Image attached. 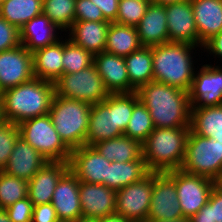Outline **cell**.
<instances>
[{
    "instance_id": "ab89813d",
    "label": "cell",
    "mask_w": 222,
    "mask_h": 222,
    "mask_svg": "<svg viewBox=\"0 0 222 222\" xmlns=\"http://www.w3.org/2000/svg\"><path fill=\"white\" fill-rule=\"evenodd\" d=\"M19 136L18 125L9 121L0 124V170L7 164Z\"/></svg>"
},
{
    "instance_id": "83f0119b",
    "label": "cell",
    "mask_w": 222,
    "mask_h": 222,
    "mask_svg": "<svg viewBox=\"0 0 222 222\" xmlns=\"http://www.w3.org/2000/svg\"><path fill=\"white\" fill-rule=\"evenodd\" d=\"M94 147L110 162H130L143 156L142 144L124 134L96 143Z\"/></svg>"
},
{
    "instance_id": "d590c367",
    "label": "cell",
    "mask_w": 222,
    "mask_h": 222,
    "mask_svg": "<svg viewBox=\"0 0 222 222\" xmlns=\"http://www.w3.org/2000/svg\"><path fill=\"white\" fill-rule=\"evenodd\" d=\"M28 181L0 170V209L27 197Z\"/></svg>"
},
{
    "instance_id": "603a6c76",
    "label": "cell",
    "mask_w": 222,
    "mask_h": 222,
    "mask_svg": "<svg viewBox=\"0 0 222 222\" xmlns=\"http://www.w3.org/2000/svg\"><path fill=\"white\" fill-rule=\"evenodd\" d=\"M199 46L222 31V0H191Z\"/></svg>"
},
{
    "instance_id": "8992f818",
    "label": "cell",
    "mask_w": 222,
    "mask_h": 222,
    "mask_svg": "<svg viewBox=\"0 0 222 222\" xmlns=\"http://www.w3.org/2000/svg\"><path fill=\"white\" fill-rule=\"evenodd\" d=\"M22 137L47 161L69 162L72 150L64 143L52 124L49 114L18 124Z\"/></svg>"
},
{
    "instance_id": "681fc988",
    "label": "cell",
    "mask_w": 222,
    "mask_h": 222,
    "mask_svg": "<svg viewBox=\"0 0 222 222\" xmlns=\"http://www.w3.org/2000/svg\"><path fill=\"white\" fill-rule=\"evenodd\" d=\"M0 222H12L5 209H0Z\"/></svg>"
},
{
    "instance_id": "6da1fadb",
    "label": "cell",
    "mask_w": 222,
    "mask_h": 222,
    "mask_svg": "<svg viewBox=\"0 0 222 222\" xmlns=\"http://www.w3.org/2000/svg\"><path fill=\"white\" fill-rule=\"evenodd\" d=\"M136 93L148 109L154 128L190 127L188 91L151 81L141 86Z\"/></svg>"
},
{
    "instance_id": "1f68e13d",
    "label": "cell",
    "mask_w": 222,
    "mask_h": 222,
    "mask_svg": "<svg viewBox=\"0 0 222 222\" xmlns=\"http://www.w3.org/2000/svg\"><path fill=\"white\" fill-rule=\"evenodd\" d=\"M43 0H3L0 17L19 30L32 18L43 13Z\"/></svg>"
},
{
    "instance_id": "836d02e7",
    "label": "cell",
    "mask_w": 222,
    "mask_h": 222,
    "mask_svg": "<svg viewBox=\"0 0 222 222\" xmlns=\"http://www.w3.org/2000/svg\"><path fill=\"white\" fill-rule=\"evenodd\" d=\"M153 130L150 113L139 100L133 107L131 118L123 134L143 144Z\"/></svg>"
},
{
    "instance_id": "d4e9b609",
    "label": "cell",
    "mask_w": 222,
    "mask_h": 222,
    "mask_svg": "<svg viewBox=\"0 0 222 222\" xmlns=\"http://www.w3.org/2000/svg\"><path fill=\"white\" fill-rule=\"evenodd\" d=\"M108 21H75L68 30V38L93 55L105 51Z\"/></svg>"
},
{
    "instance_id": "484cf974",
    "label": "cell",
    "mask_w": 222,
    "mask_h": 222,
    "mask_svg": "<svg viewBox=\"0 0 222 222\" xmlns=\"http://www.w3.org/2000/svg\"><path fill=\"white\" fill-rule=\"evenodd\" d=\"M63 38L32 53L34 78L57 81L63 75Z\"/></svg>"
},
{
    "instance_id": "b9f144b4",
    "label": "cell",
    "mask_w": 222,
    "mask_h": 222,
    "mask_svg": "<svg viewBox=\"0 0 222 222\" xmlns=\"http://www.w3.org/2000/svg\"><path fill=\"white\" fill-rule=\"evenodd\" d=\"M21 45L20 30L0 17V52Z\"/></svg>"
},
{
    "instance_id": "db71d44e",
    "label": "cell",
    "mask_w": 222,
    "mask_h": 222,
    "mask_svg": "<svg viewBox=\"0 0 222 222\" xmlns=\"http://www.w3.org/2000/svg\"><path fill=\"white\" fill-rule=\"evenodd\" d=\"M216 185L222 189V176L216 181Z\"/></svg>"
},
{
    "instance_id": "ac0fdd59",
    "label": "cell",
    "mask_w": 222,
    "mask_h": 222,
    "mask_svg": "<svg viewBox=\"0 0 222 222\" xmlns=\"http://www.w3.org/2000/svg\"><path fill=\"white\" fill-rule=\"evenodd\" d=\"M94 65L109 93H131L136 91L130 85L124 57L103 51L94 55Z\"/></svg>"
},
{
    "instance_id": "f1b7e54d",
    "label": "cell",
    "mask_w": 222,
    "mask_h": 222,
    "mask_svg": "<svg viewBox=\"0 0 222 222\" xmlns=\"http://www.w3.org/2000/svg\"><path fill=\"white\" fill-rule=\"evenodd\" d=\"M141 47L136 27L116 22L110 23L106 37L105 52L125 57Z\"/></svg>"
},
{
    "instance_id": "30bf717a",
    "label": "cell",
    "mask_w": 222,
    "mask_h": 222,
    "mask_svg": "<svg viewBox=\"0 0 222 222\" xmlns=\"http://www.w3.org/2000/svg\"><path fill=\"white\" fill-rule=\"evenodd\" d=\"M179 205L184 217H191L208 202L216 181L211 178L193 175L181 169L174 170Z\"/></svg>"
},
{
    "instance_id": "7402d4cb",
    "label": "cell",
    "mask_w": 222,
    "mask_h": 222,
    "mask_svg": "<svg viewBox=\"0 0 222 222\" xmlns=\"http://www.w3.org/2000/svg\"><path fill=\"white\" fill-rule=\"evenodd\" d=\"M136 29L142 46L152 47L168 43L165 5L150 2Z\"/></svg>"
},
{
    "instance_id": "8fae6325",
    "label": "cell",
    "mask_w": 222,
    "mask_h": 222,
    "mask_svg": "<svg viewBox=\"0 0 222 222\" xmlns=\"http://www.w3.org/2000/svg\"><path fill=\"white\" fill-rule=\"evenodd\" d=\"M184 217L174 182V170L153 172V190L147 219L172 220Z\"/></svg>"
},
{
    "instance_id": "7dc6e473",
    "label": "cell",
    "mask_w": 222,
    "mask_h": 222,
    "mask_svg": "<svg viewBox=\"0 0 222 222\" xmlns=\"http://www.w3.org/2000/svg\"><path fill=\"white\" fill-rule=\"evenodd\" d=\"M96 222H131L127 219H124L121 215L114 213L102 218L95 219Z\"/></svg>"
},
{
    "instance_id": "5b68a950",
    "label": "cell",
    "mask_w": 222,
    "mask_h": 222,
    "mask_svg": "<svg viewBox=\"0 0 222 222\" xmlns=\"http://www.w3.org/2000/svg\"><path fill=\"white\" fill-rule=\"evenodd\" d=\"M91 104L54 95L49 116L55 130L71 149L86 145Z\"/></svg>"
},
{
    "instance_id": "ba28073f",
    "label": "cell",
    "mask_w": 222,
    "mask_h": 222,
    "mask_svg": "<svg viewBox=\"0 0 222 222\" xmlns=\"http://www.w3.org/2000/svg\"><path fill=\"white\" fill-rule=\"evenodd\" d=\"M54 85L55 95L91 105L104 101L110 94L94 64L76 73L63 74Z\"/></svg>"
},
{
    "instance_id": "7a4b0ae2",
    "label": "cell",
    "mask_w": 222,
    "mask_h": 222,
    "mask_svg": "<svg viewBox=\"0 0 222 222\" xmlns=\"http://www.w3.org/2000/svg\"><path fill=\"white\" fill-rule=\"evenodd\" d=\"M54 95V83L39 78L7 89L1 93L4 118L18 125L25 120L47 115Z\"/></svg>"
},
{
    "instance_id": "c3c4849f",
    "label": "cell",
    "mask_w": 222,
    "mask_h": 222,
    "mask_svg": "<svg viewBox=\"0 0 222 222\" xmlns=\"http://www.w3.org/2000/svg\"><path fill=\"white\" fill-rule=\"evenodd\" d=\"M145 222H191V221L189 217H181V218L172 219V220L147 219Z\"/></svg>"
},
{
    "instance_id": "d6a6232c",
    "label": "cell",
    "mask_w": 222,
    "mask_h": 222,
    "mask_svg": "<svg viewBox=\"0 0 222 222\" xmlns=\"http://www.w3.org/2000/svg\"><path fill=\"white\" fill-rule=\"evenodd\" d=\"M75 4L76 0H43V14L67 32L75 22Z\"/></svg>"
},
{
    "instance_id": "bcb514c9",
    "label": "cell",
    "mask_w": 222,
    "mask_h": 222,
    "mask_svg": "<svg viewBox=\"0 0 222 222\" xmlns=\"http://www.w3.org/2000/svg\"><path fill=\"white\" fill-rule=\"evenodd\" d=\"M202 50L209 52L210 55H213V58L222 59V31L208 40L203 45Z\"/></svg>"
},
{
    "instance_id": "11a10c76",
    "label": "cell",
    "mask_w": 222,
    "mask_h": 222,
    "mask_svg": "<svg viewBox=\"0 0 222 222\" xmlns=\"http://www.w3.org/2000/svg\"><path fill=\"white\" fill-rule=\"evenodd\" d=\"M57 222H72V221H63V220H58Z\"/></svg>"
},
{
    "instance_id": "f6af8a7d",
    "label": "cell",
    "mask_w": 222,
    "mask_h": 222,
    "mask_svg": "<svg viewBox=\"0 0 222 222\" xmlns=\"http://www.w3.org/2000/svg\"><path fill=\"white\" fill-rule=\"evenodd\" d=\"M102 11L104 18L113 23L118 14L119 0H91Z\"/></svg>"
},
{
    "instance_id": "e0dca14e",
    "label": "cell",
    "mask_w": 222,
    "mask_h": 222,
    "mask_svg": "<svg viewBox=\"0 0 222 222\" xmlns=\"http://www.w3.org/2000/svg\"><path fill=\"white\" fill-rule=\"evenodd\" d=\"M82 218L98 219L116 211V191L103 184L80 182Z\"/></svg>"
},
{
    "instance_id": "3957f363",
    "label": "cell",
    "mask_w": 222,
    "mask_h": 222,
    "mask_svg": "<svg viewBox=\"0 0 222 222\" xmlns=\"http://www.w3.org/2000/svg\"><path fill=\"white\" fill-rule=\"evenodd\" d=\"M197 47L178 42L152 46L153 81L189 91L196 63L192 55Z\"/></svg>"
},
{
    "instance_id": "52a82bcc",
    "label": "cell",
    "mask_w": 222,
    "mask_h": 222,
    "mask_svg": "<svg viewBox=\"0 0 222 222\" xmlns=\"http://www.w3.org/2000/svg\"><path fill=\"white\" fill-rule=\"evenodd\" d=\"M181 170L217 181L222 176V145L190 130Z\"/></svg>"
},
{
    "instance_id": "60d3db41",
    "label": "cell",
    "mask_w": 222,
    "mask_h": 222,
    "mask_svg": "<svg viewBox=\"0 0 222 222\" xmlns=\"http://www.w3.org/2000/svg\"><path fill=\"white\" fill-rule=\"evenodd\" d=\"M75 21H107L99 7L91 0H76Z\"/></svg>"
},
{
    "instance_id": "8d00e7d4",
    "label": "cell",
    "mask_w": 222,
    "mask_h": 222,
    "mask_svg": "<svg viewBox=\"0 0 222 222\" xmlns=\"http://www.w3.org/2000/svg\"><path fill=\"white\" fill-rule=\"evenodd\" d=\"M114 109L116 125L124 133L131 118L134 105L139 101L138 94L131 93H110L105 99Z\"/></svg>"
},
{
    "instance_id": "7c38bea8",
    "label": "cell",
    "mask_w": 222,
    "mask_h": 222,
    "mask_svg": "<svg viewBox=\"0 0 222 222\" xmlns=\"http://www.w3.org/2000/svg\"><path fill=\"white\" fill-rule=\"evenodd\" d=\"M188 96L191 108L222 105V66L204 64L199 67Z\"/></svg>"
},
{
    "instance_id": "d6986e66",
    "label": "cell",
    "mask_w": 222,
    "mask_h": 222,
    "mask_svg": "<svg viewBox=\"0 0 222 222\" xmlns=\"http://www.w3.org/2000/svg\"><path fill=\"white\" fill-rule=\"evenodd\" d=\"M47 162L41 153L19 136L2 171L29 181Z\"/></svg>"
},
{
    "instance_id": "f546056e",
    "label": "cell",
    "mask_w": 222,
    "mask_h": 222,
    "mask_svg": "<svg viewBox=\"0 0 222 222\" xmlns=\"http://www.w3.org/2000/svg\"><path fill=\"white\" fill-rule=\"evenodd\" d=\"M124 58L130 85L136 91L153 81L152 47L142 46Z\"/></svg>"
},
{
    "instance_id": "5bb4252c",
    "label": "cell",
    "mask_w": 222,
    "mask_h": 222,
    "mask_svg": "<svg viewBox=\"0 0 222 222\" xmlns=\"http://www.w3.org/2000/svg\"><path fill=\"white\" fill-rule=\"evenodd\" d=\"M33 78L32 53L22 44L0 52V93Z\"/></svg>"
},
{
    "instance_id": "7bdbcfd3",
    "label": "cell",
    "mask_w": 222,
    "mask_h": 222,
    "mask_svg": "<svg viewBox=\"0 0 222 222\" xmlns=\"http://www.w3.org/2000/svg\"><path fill=\"white\" fill-rule=\"evenodd\" d=\"M33 208V203L26 197L8 206L5 211L12 222H31Z\"/></svg>"
},
{
    "instance_id": "f35d334b",
    "label": "cell",
    "mask_w": 222,
    "mask_h": 222,
    "mask_svg": "<svg viewBox=\"0 0 222 222\" xmlns=\"http://www.w3.org/2000/svg\"><path fill=\"white\" fill-rule=\"evenodd\" d=\"M191 222H222V189L217 185L212 189L208 202L199 212L190 217Z\"/></svg>"
},
{
    "instance_id": "4dcf8cb0",
    "label": "cell",
    "mask_w": 222,
    "mask_h": 222,
    "mask_svg": "<svg viewBox=\"0 0 222 222\" xmlns=\"http://www.w3.org/2000/svg\"><path fill=\"white\" fill-rule=\"evenodd\" d=\"M150 171L143 156L130 162H111L108 166V188L118 191L123 187L141 180Z\"/></svg>"
},
{
    "instance_id": "816d5d0a",
    "label": "cell",
    "mask_w": 222,
    "mask_h": 222,
    "mask_svg": "<svg viewBox=\"0 0 222 222\" xmlns=\"http://www.w3.org/2000/svg\"><path fill=\"white\" fill-rule=\"evenodd\" d=\"M5 118H4V115H3V100H2V97H1V94H0V124L5 122Z\"/></svg>"
},
{
    "instance_id": "9a60e30c",
    "label": "cell",
    "mask_w": 222,
    "mask_h": 222,
    "mask_svg": "<svg viewBox=\"0 0 222 222\" xmlns=\"http://www.w3.org/2000/svg\"><path fill=\"white\" fill-rule=\"evenodd\" d=\"M169 42L188 43L199 46L191 0L165 5Z\"/></svg>"
},
{
    "instance_id": "4fadbf2b",
    "label": "cell",
    "mask_w": 222,
    "mask_h": 222,
    "mask_svg": "<svg viewBox=\"0 0 222 222\" xmlns=\"http://www.w3.org/2000/svg\"><path fill=\"white\" fill-rule=\"evenodd\" d=\"M111 162L94 146L83 145L71 152L69 169L80 182L103 184L108 187V166Z\"/></svg>"
},
{
    "instance_id": "277c9868",
    "label": "cell",
    "mask_w": 222,
    "mask_h": 222,
    "mask_svg": "<svg viewBox=\"0 0 222 222\" xmlns=\"http://www.w3.org/2000/svg\"><path fill=\"white\" fill-rule=\"evenodd\" d=\"M190 127L154 128L142 144L143 159L150 172L181 169Z\"/></svg>"
},
{
    "instance_id": "4316f807",
    "label": "cell",
    "mask_w": 222,
    "mask_h": 222,
    "mask_svg": "<svg viewBox=\"0 0 222 222\" xmlns=\"http://www.w3.org/2000/svg\"><path fill=\"white\" fill-rule=\"evenodd\" d=\"M190 130L222 145V105L191 108Z\"/></svg>"
},
{
    "instance_id": "cb8c5ba5",
    "label": "cell",
    "mask_w": 222,
    "mask_h": 222,
    "mask_svg": "<svg viewBox=\"0 0 222 222\" xmlns=\"http://www.w3.org/2000/svg\"><path fill=\"white\" fill-rule=\"evenodd\" d=\"M58 30L63 32L56 24L45 15L40 14L32 18L20 29L21 44L31 53L45 48L46 46L53 45L59 41Z\"/></svg>"
},
{
    "instance_id": "9c48e42d",
    "label": "cell",
    "mask_w": 222,
    "mask_h": 222,
    "mask_svg": "<svg viewBox=\"0 0 222 222\" xmlns=\"http://www.w3.org/2000/svg\"><path fill=\"white\" fill-rule=\"evenodd\" d=\"M153 172L116 191V211L131 222H145L150 210Z\"/></svg>"
},
{
    "instance_id": "ee69618b",
    "label": "cell",
    "mask_w": 222,
    "mask_h": 222,
    "mask_svg": "<svg viewBox=\"0 0 222 222\" xmlns=\"http://www.w3.org/2000/svg\"><path fill=\"white\" fill-rule=\"evenodd\" d=\"M55 208L52 203L34 206L31 222H57Z\"/></svg>"
},
{
    "instance_id": "74e56055",
    "label": "cell",
    "mask_w": 222,
    "mask_h": 222,
    "mask_svg": "<svg viewBox=\"0 0 222 222\" xmlns=\"http://www.w3.org/2000/svg\"><path fill=\"white\" fill-rule=\"evenodd\" d=\"M151 0H119L116 23L136 27Z\"/></svg>"
},
{
    "instance_id": "44dd1931",
    "label": "cell",
    "mask_w": 222,
    "mask_h": 222,
    "mask_svg": "<svg viewBox=\"0 0 222 222\" xmlns=\"http://www.w3.org/2000/svg\"><path fill=\"white\" fill-rule=\"evenodd\" d=\"M121 135L123 132L116 125L115 109L106 100L91 105L86 145L94 146Z\"/></svg>"
},
{
    "instance_id": "e575fe53",
    "label": "cell",
    "mask_w": 222,
    "mask_h": 222,
    "mask_svg": "<svg viewBox=\"0 0 222 222\" xmlns=\"http://www.w3.org/2000/svg\"><path fill=\"white\" fill-rule=\"evenodd\" d=\"M63 74L76 73L94 64V55L72 40H63Z\"/></svg>"
},
{
    "instance_id": "2e32d148",
    "label": "cell",
    "mask_w": 222,
    "mask_h": 222,
    "mask_svg": "<svg viewBox=\"0 0 222 222\" xmlns=\"http://www.w3.org/2000/svg\"><path fill=\"white\" fill-rule=\"evenodd\" d=\"M79 186L80 181L70 169L57 182L51 203L58 220L77 222L82 218Z\"/></svg>"
},
{
    "instance_id": "f5cc1de1",
    "label": "cell",
    "mask_w": 222,
    "mask_h": 222,
    "mask_svg": "<svg viewBox=\"0 0 222 222\" xmlns=\"http://www.w3.org/2000/svg\"><path fill=\"white\" fill-rule=\"evenodd\" d=\"M77 222H96V220H94V219H84V218H81V219H79Z\"/></svg>"
},
{
    "instance_id": "ffe728a7",
    "label": "cell",
    "mask_w": 222,
    "mask_h": 222,
    "mask_svg": "<svg viewBox=\"0 0 222 222\" xmlns=\"http://www.w3.org/2000/svg\"><path fill=\"white\" fill-rule=\"evenodd\" d=\"M69 169V162L48 161L29 181L27 197L34 206L51 203L57 182Z\"/></svg>"
},
{
    "instance_id": "f907efd6",
    "label": "cell",
    "mask_w": 222,
    "mask_h": 222,
    "mask_svg": "<svg viewBox=\"0 0 222 222\" xmlns=\"http://www.w3.org/2000/svg\"><path fill=\"white\" fill-rule=\"evenodd\" d=\"M180 1H184V0H151V2H153V3L162 4V5L176 3V2H180Z\"/></svg>"
}]
</instances>
